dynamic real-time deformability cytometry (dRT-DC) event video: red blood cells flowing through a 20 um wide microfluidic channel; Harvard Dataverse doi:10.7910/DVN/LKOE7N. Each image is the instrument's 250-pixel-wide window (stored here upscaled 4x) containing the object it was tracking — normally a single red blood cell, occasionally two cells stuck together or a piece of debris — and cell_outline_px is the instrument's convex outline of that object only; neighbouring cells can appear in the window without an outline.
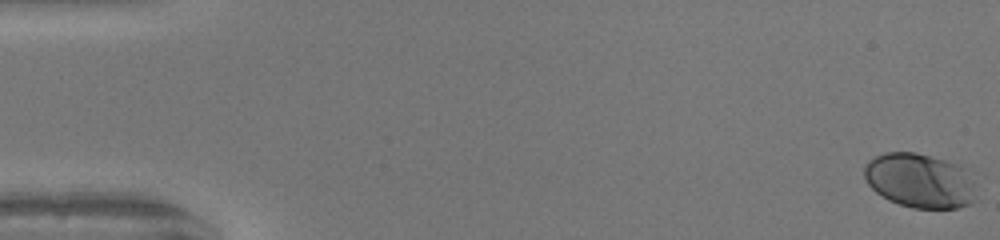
{"species": "human", "species_latin": "Homo sapiens", "temperature_condition": "warm", "stored_images_in_passage": 51, "camera_frame_rate_fps": 3000, "um_per_image_px": 0.085, "donor": {"sex": "female"}, "frame": {"image": 1, "passage_image": 1, "time_ms": 0.0, "image_size_px": [1000, 240], "cell_outline_px": [[976, 200], [972, 204], [956, 208], [912, 208], [888, 200], [876, 192], [868, 184], [864, 176], [864, 164], [868, 160], [884, 152], [916, 152], [944, 160], [956, 164], [976, 180]], "centroid_in_image_um": [78.2, 15.36], "position_along_channel_um": 6.8, "area_um2": 35.89}}
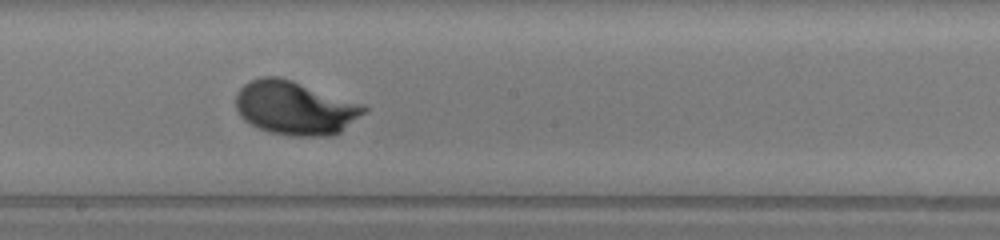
{"frame": {"image": 2, "passage_image": 29, "time_ms": 9.333, "image_size_px": [1000, 240], "cell_outline_px": [[368, 108], [364, 112], [336, 136], [292, 136], [268, 132], [256, 128], [244, 120], [240, 116], [236, 108], [236, 92], [244, 84], [260, 76], [280, 76], [364, 104]], "centroid_in_image_um": [25.06, 9.18], "position_along_channel_um": 223.1, "area_um2": 40.4}}
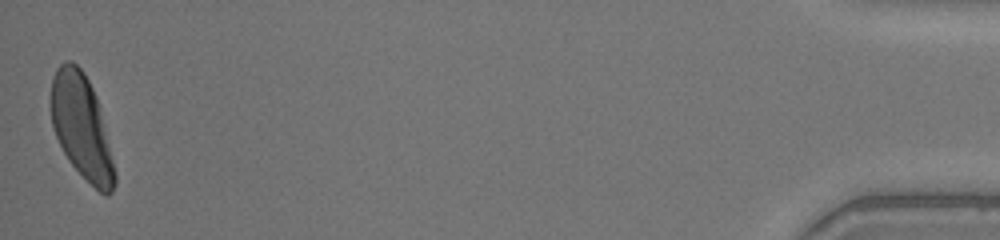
{"frame": {"image": 3, "passage_image": 51, "time_ms": 16.667, "image_size_px": [1000, 240], "cell_outline_px": [[116, 184], [112, 192], [108, 196], [104, 196], [68, 160], [56, 136], [52, 124], [48, 104], [52, 76], [56, 68], [64, 60], [72, 60], [84, 72], [96, 96], [116, 176]], "centroid_in_image_um": [6.88, 10.72], "position_along_channel_um": 428.3, "area_um2": 38.38}, "authors_computed_cell_mechanics": {"area_um2": 37.2232, "velocity_mm_per_s": 4.1153, "shape_relaxation_time_tau1_ms": 2.4684, "shape_relaxation_time_tau2_ms": null, "deformation_change_tau1": 0.1595, "deformation_change_tau2": null}}